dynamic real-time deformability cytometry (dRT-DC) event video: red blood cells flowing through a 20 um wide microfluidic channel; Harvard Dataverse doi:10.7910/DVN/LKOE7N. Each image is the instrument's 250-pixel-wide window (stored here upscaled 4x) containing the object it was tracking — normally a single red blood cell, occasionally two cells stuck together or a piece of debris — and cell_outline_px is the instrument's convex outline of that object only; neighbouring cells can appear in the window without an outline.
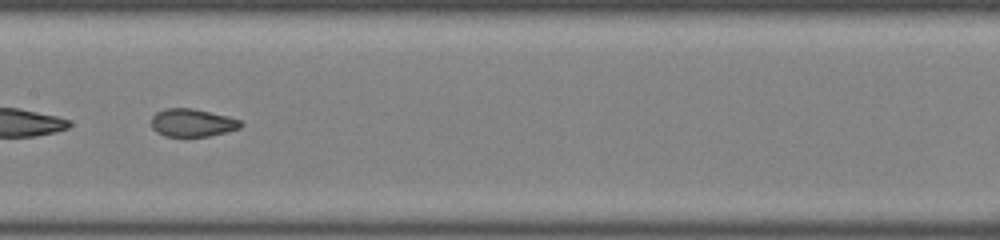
{"species": "common noctule bat (a hibernating species)", "species_latin": "Nyctalus noctula", "temperature_condition": "room temperature", "stored_images_in_passage": 36, "camera_frame_rate_fps": 3000, "um_per_image_px": 0.085, "animal": {"sex": "female", "body_mass_g": 22.0, "forearm_length_mm": 56.7}, "frame": {"image": 1, "passage_image": 31, "time_ms": 10.0, "image_size_px": [1000, 240], "cell_outline_px": [[244, 124], [240, 128], [208, 136], [164, 136], [156, 132], [152, 128], [152, 116], [156, 112], [164, 108], [192, 108], [228, 116], [240, 120]], "centroid_in_image_um": [16.33, 10.42], "position_along_channel_um": 191.1, "area_um2": 14.51}}